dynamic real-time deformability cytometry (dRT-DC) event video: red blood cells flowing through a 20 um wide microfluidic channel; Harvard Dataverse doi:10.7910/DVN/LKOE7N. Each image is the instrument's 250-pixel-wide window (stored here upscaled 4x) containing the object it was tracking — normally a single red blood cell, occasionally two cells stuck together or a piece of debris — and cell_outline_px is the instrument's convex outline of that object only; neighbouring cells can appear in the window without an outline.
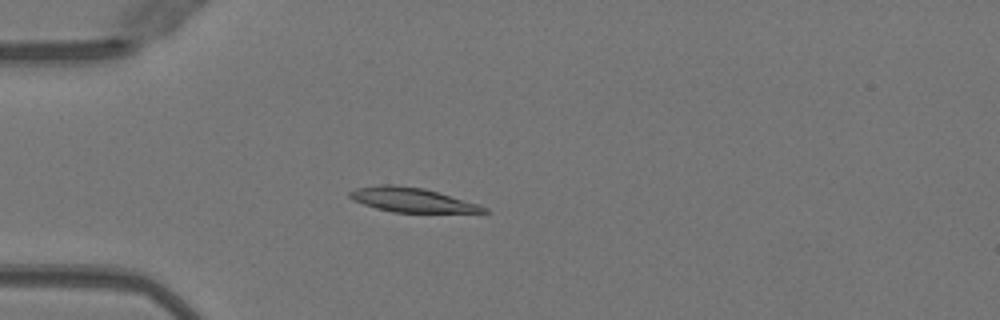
{"species": "Egyptian fruit bat (a non-hibernating species)", "species_latin": "Rousettus aegyptiacus", "temperature_condition": "warm", "stored_images_in_passage": 46, "camera_frame_rate_fps": 3000, "um_per_image_px": 0.085, "animal": {"sex": "female"}, "frame": {"image": 1, "passage_image": 10, "time_ms": 3.0, "image_size_px": [1000, 320], "cell_outline_px": [[488, 212], [392, 212], [376, 208], [352, 200], [348, 196], [348, 192], [356, 188], [380, 184], [388, 184], [424, 188], [480, 204], [488, 208]], "centroid_in_image_um": [34.99, 16.98], "position_along_channel_um": 50.0, "area_um2": 18.96}}
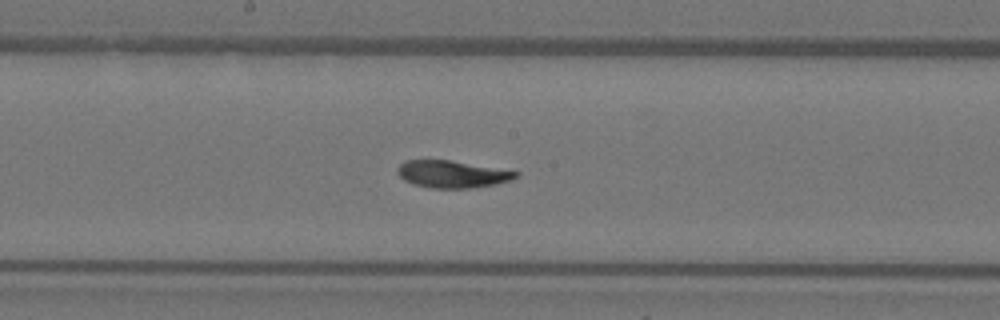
{"frame": {"image": 2, "passage_image": 23, "time_ms": 7.333, "image_size_px": [1000, 320], "cell_outline_px": [[520, 176], [512, 180], [496, 184], [472, 188], [432, 188], [412, 184], [404, 180], [396, 172], [396, 168], [404, 160], [448, 160], [520, 172]], "centroid_in_image_um": [38.42, 14.81], "position_along_channel_um": 209.8, "area_um2": 18.79}}
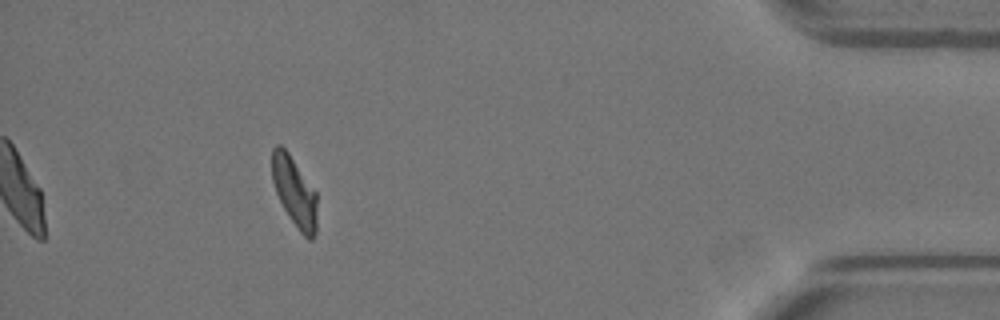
{"frame": {"image": 3, "passage_image": 42, "time_ms": 13.667, "image_size_px": [1000, 320], "cell_outline_px": [[316, 232], [312, 240], [308, 240], [300, 232], [288, 216], [276, 192], [272, 180], [272, 148], [276, 144], [280, 144], [288, 152], [316, 192]], "centroid_in_image_um": [25.02, 16.31], "position_along_channel_um": 410.2, "area_um2": 18.15}, "authors_computed_cell_mechanics": {"area_um2": 19.2185, "velocity_mm_per_s": 4.0156, "shape_relaxation_time_tau1_ms": 4.7207, "shape_relaxation_time_tau2_ms": 3.7535, "deformation_change_tau1": 0.1946, "deformation_change_tau2": 0.073}}